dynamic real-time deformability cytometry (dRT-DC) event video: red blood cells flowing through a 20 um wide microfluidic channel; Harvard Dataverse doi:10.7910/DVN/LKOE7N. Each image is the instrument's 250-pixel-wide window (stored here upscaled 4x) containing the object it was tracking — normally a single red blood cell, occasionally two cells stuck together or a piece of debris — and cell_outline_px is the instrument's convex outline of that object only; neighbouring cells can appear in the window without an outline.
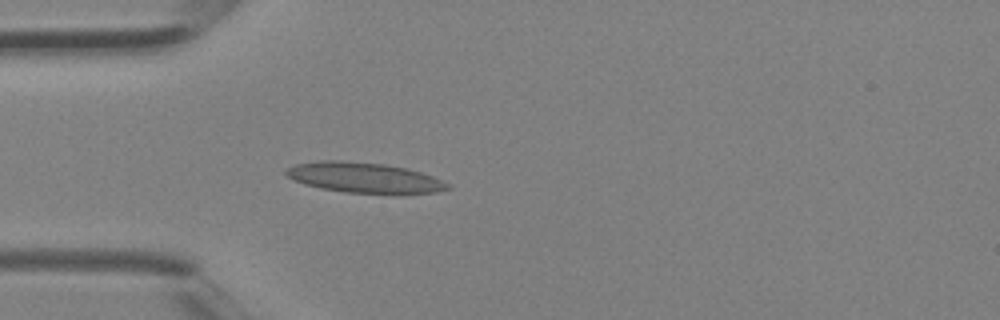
{"species": "Egyptian fruit bat (a non-hibernating species)", "species_latin": "Rousettus aegyptiacus", "temperature_condition": "room temperature", "stored_images_in_passage": 1, "camera_frame_rate_fps": 3000, "um_per_image_px": 0.085, "animal": {"sex": "female"}, "frame": {"image": 1, "passage_image": 1, "time_ms": 0.0, "image_size_px": [1000, 320], "cell_outline_px": [[452, 188], [436, 192], [400, 196], [344, 192], [320, 188], [304, 184], [288, 176], [284, 172], [284, 168], [296, 164], [316, 160], [340, 160], [384, 164], [408, 168], [432, 176], [452, 184]], "centroid_in_image_um": [31.03, 15.13], "position_along_channel_um": 54.0, "area_um2": 29.54}}